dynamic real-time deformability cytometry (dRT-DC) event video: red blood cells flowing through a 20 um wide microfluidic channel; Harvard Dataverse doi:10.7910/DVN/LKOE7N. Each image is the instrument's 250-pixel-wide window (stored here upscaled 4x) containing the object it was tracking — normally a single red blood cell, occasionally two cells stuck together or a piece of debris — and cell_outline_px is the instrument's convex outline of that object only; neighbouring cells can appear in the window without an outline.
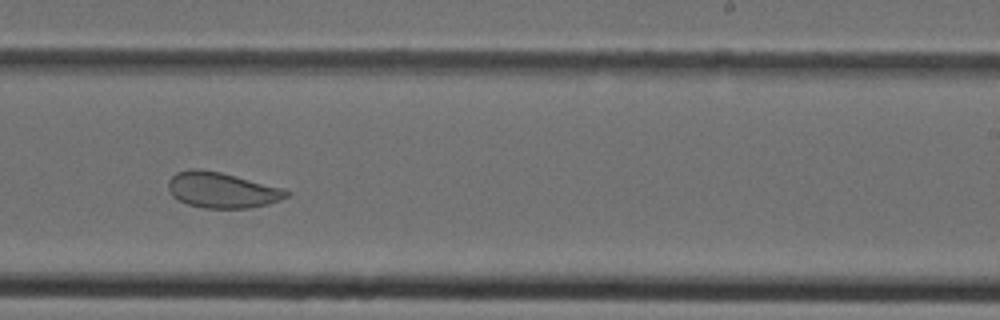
{"species": "Egyptian fruit bat (a non-hibernating species)", "species_latin": "Rousettus aegyptiacus", "temperature_condition": "cold", "stored_images_in_passage": 35, "camera_frame_rate_fps": 3000, "um_per_image_px": 0.085, "animal": {"sex": "female"}, "frame": {"image": 1, "passage_image": 20, "time_ms": 6.333, "image_size_px": [1000, 320], "cell_outline_px": [[292, 192], [288, 196], [280, 200], [268, 204], [248, 208], [204, 208], [188, 204], [172, 196], [168, 188], [168, 180], [176, 172], [192, 168], [200, 168], [220, 172], [236, 176], [280, 188]], "centroid_in_image_um": [18.83, 16.15], "position_along_channel_um": 270.2, "area_um2": 24.39}}